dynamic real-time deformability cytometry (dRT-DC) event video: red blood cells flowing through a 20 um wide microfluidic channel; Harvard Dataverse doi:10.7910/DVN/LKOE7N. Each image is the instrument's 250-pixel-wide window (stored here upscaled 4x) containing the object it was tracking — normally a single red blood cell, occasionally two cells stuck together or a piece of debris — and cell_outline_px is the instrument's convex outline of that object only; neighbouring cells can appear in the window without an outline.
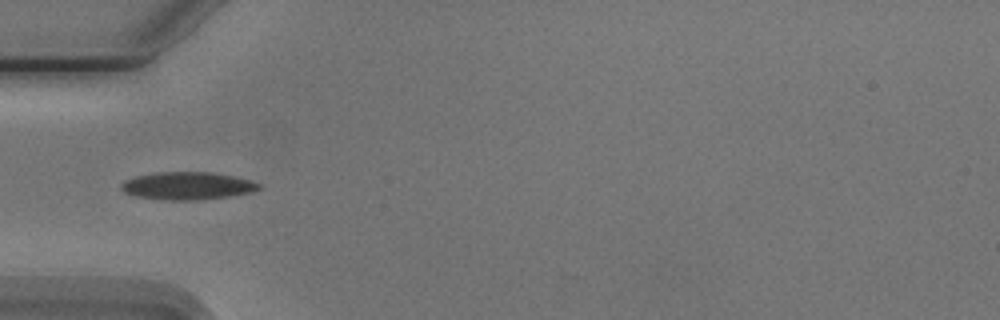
{"species": "Egyptian fruit bat (a non-hibernating species)", "species_latin": "Rousettus aegyptiacus", "temperature_condition": "cold", "stored_images_in_passage": 8, "camera_frame_rate_fps": 3000, "um_per_image_px": 0.085, "animal": {"sex": "male"}, "frame": {"image": 1, "passage_image": 6, "time_ms": 5.667, "image_size_px": [1000, 320], "cell_outline_px": [[264, 188], [252, 192], [228, 196], [200, 200], [164, 200], [136, 196], [124, 192], [120, 188], [120, 184], [124, 180], [136, 176], [156, 172], [212, 172], [232, 176], [248, 180], [260, 184]], "centroid_in_image_um": [15.91, 15.8], "position_along_channel_um": 69.1, "area_um2": 22.25}}
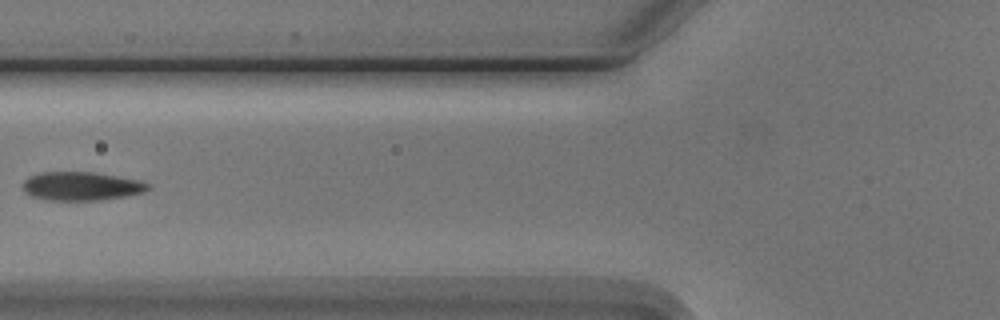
{"frame": {"image": 2, "passage_image": 7, "time_ms": 7.0, "image_size_px": [1000, 320], "cell_outline_px": [[148, 188], [144, 192], [124, 196], [100, 200], [44, 200], [32, 196], [24, 192], [24, 180], [28, 176], [40, 172], [96, 172], [140, 180], [148, 184]], "centroid_in_image_um": [6.88, 15.82], "position_along_channel_um": 118.9, "area_um2": 20.87}}
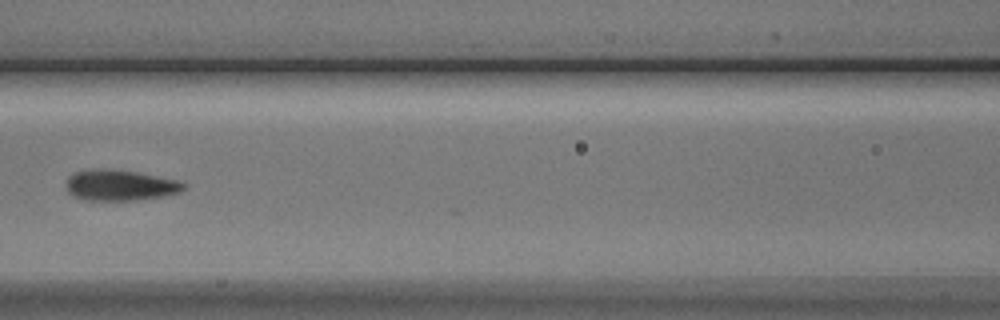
{"frame": {"image": 3, "passage_image": 8, "time_ms": 8.0, "image_size_px": [1000, 320], "cell_outline_px": [[188, 184], [180, 192], [160, 196], [136, 200], [84, 200], [72, 196], [68, 192], [68, 176], [76, 172], [104, 168], [136, 172], [176, 180]], "centroid_in_image_um": [10.2, 15.75], "position_along_channel_um": 156.4, "area_um2": 20.75}}